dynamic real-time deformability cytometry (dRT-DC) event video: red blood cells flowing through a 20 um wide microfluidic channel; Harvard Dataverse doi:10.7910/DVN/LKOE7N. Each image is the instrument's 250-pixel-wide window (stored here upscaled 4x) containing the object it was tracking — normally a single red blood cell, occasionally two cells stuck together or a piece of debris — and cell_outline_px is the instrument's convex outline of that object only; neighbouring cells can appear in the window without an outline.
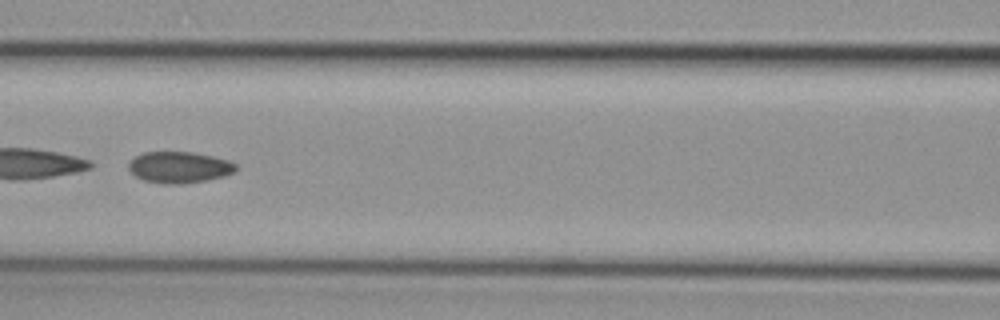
{"species": "common noctule bat (a hibernating species)", "species_latin": "Nyctalus noctula", "temperature_condition": "cold", "stored_images_in_passage": 8, "camera_frame_rate_fps": 3000, "um_per_image_px": 0.085, "animal": {"sex": "female", "body_mass_g": 29.2, "forearm_length_mm": 56.3}, "frame": {"image": 1, "passage_image": 5, "time_ms": 1.333, "image_size_px": [1000, 320], "cell_outline_px": [[236, 172], [224, 176], [204, 180], [180, 184], [164, 184], [144, 180], [136, 176], [128, 168], [128, 164], [136, 156], [144, 152], [192, 152], [212, 156], [228, 160], [236, 164]], "centroid_in_image_um": [15.25, 14.22], "position_along_channel_um": 151.4, "area_um2": 19.42}}
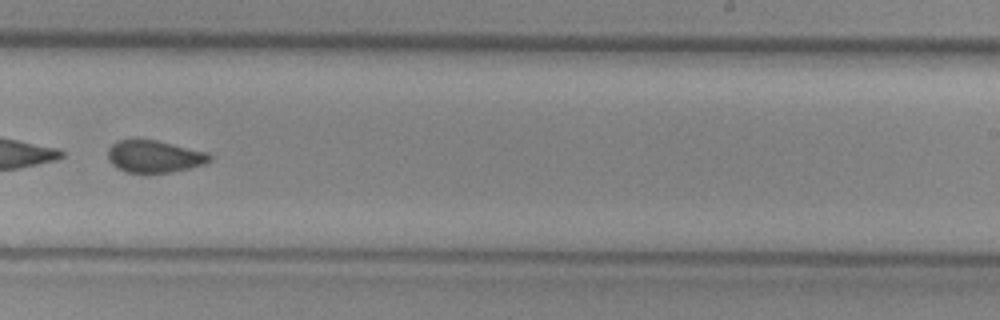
{"frame": {"image": 2, "passage_image": 8, "time_ms": 2.333, "image_size_px": [1000, 320], "cell_outline_px": [[212, 160], [204, 164], [172, 172], [128, 172], [116, 168], [108, 160], [108, 148], [112, 144], [120, 140], [156, 140], [208, 152], [212, 156]], "centroid_in_image_um": [13.13, 13.3], "position_along_channel_um": 275.9, "area_um2": 18.96}}